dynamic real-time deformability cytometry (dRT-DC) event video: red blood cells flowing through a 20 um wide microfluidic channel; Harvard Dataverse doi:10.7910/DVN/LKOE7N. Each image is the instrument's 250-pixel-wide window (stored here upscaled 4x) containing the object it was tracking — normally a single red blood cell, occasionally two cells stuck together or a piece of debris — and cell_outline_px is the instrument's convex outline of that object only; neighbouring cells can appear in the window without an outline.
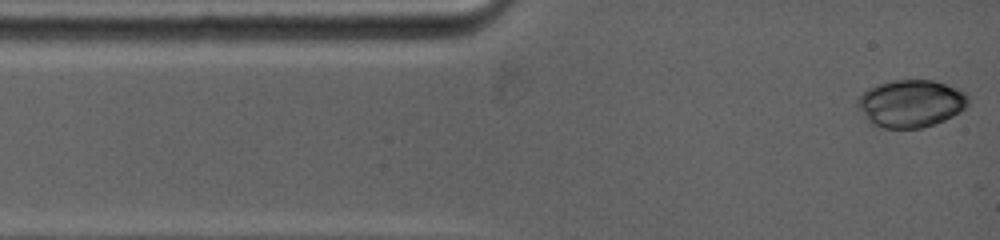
{"species": "common noctule bat (a hibernating species)", "species_latin": "Nyctalus noctula", "temperature_condition": "warm", "stored_images_in_passage": 31, "camera_frame_rate_fps": 5000, "um_per_image_px": 0.085, "animal": {"sex": "female", "body_mass_g": 19.0, "forearm_length_mm": 53.3}, "frame": {"image": 1, "passage_image": 1, "time_ms": 0.0, "image_size_px": [1000, 240], "cell_outline_px": [[968, 104], [960, 112], [944, 120], [920, 128], [880, 128], [868, 124], [856, 104], [856, 100], [868, 88], [892, 80], [932, 80], [944, 84], [964, 92], [968, 96]], "centroid_in_image_um": [77.37, 8.81], "position_along_channel_um": 7.6, "area_um2": 30.58}}
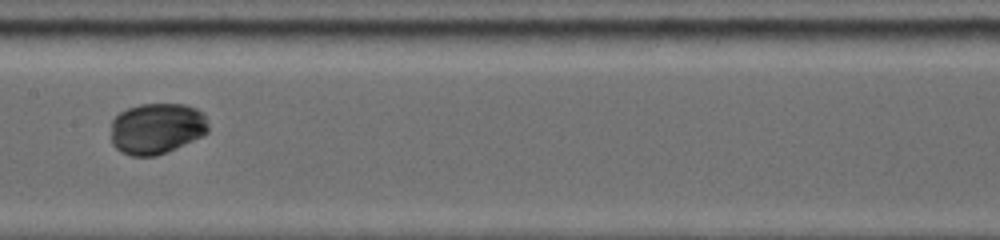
{"frame": {"image": 2, "passage_image": 12, "time_ms": 6.0, "image_size_px": [1000, 240], "cell_outline_px": [[208, 132], [204, 136], [156, 156], [132, 156], [120, 152], [112, 144], [112, 120], [120, 112], [128, 108], [140, 104], [184, 104], [196, 108], [204, 116], [208, 124]], "centroid_in_image_um": [13.32, 10.93], "position_along_channel_um": 194.1, "area_um2": 29.02}}
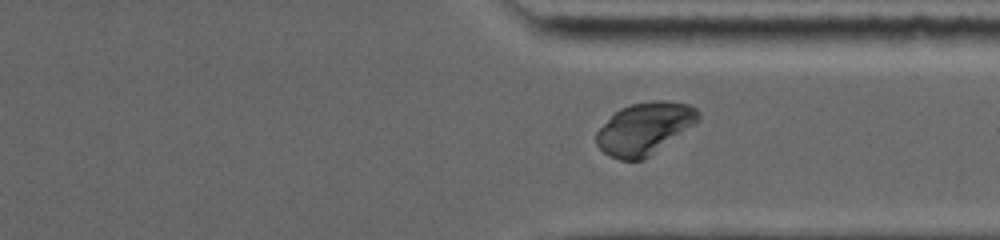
{"frame": {"image": 3, "passage_image": 27, "time_ms": 10.2, "image_size_px": [1000, 240], "cell_outline_px": [[700, 120], [696, 124], [644, 160], [620, 160], [608, 156], [596, 144], [596, 132], [620, 108], [632, 104], [652, 100], [664, 100], [688, 104], [696, 108], [700, 112]], "centroid_in_image_um": [54.82, 10.92], "position_along_channel_um": 356.6, "area_um2": 30.92}, "authors_computed_cell_mechanics": {"area_um2": 29.4202, "velocity_mm_per_s": 3.8746, "shape_relaxation_time_tau1_ms": 2.6827, "shape_relaxation_time_tau2_ms": null, "deformation_change_tau1": 0.1168, "deformation_change_tau2": null}}